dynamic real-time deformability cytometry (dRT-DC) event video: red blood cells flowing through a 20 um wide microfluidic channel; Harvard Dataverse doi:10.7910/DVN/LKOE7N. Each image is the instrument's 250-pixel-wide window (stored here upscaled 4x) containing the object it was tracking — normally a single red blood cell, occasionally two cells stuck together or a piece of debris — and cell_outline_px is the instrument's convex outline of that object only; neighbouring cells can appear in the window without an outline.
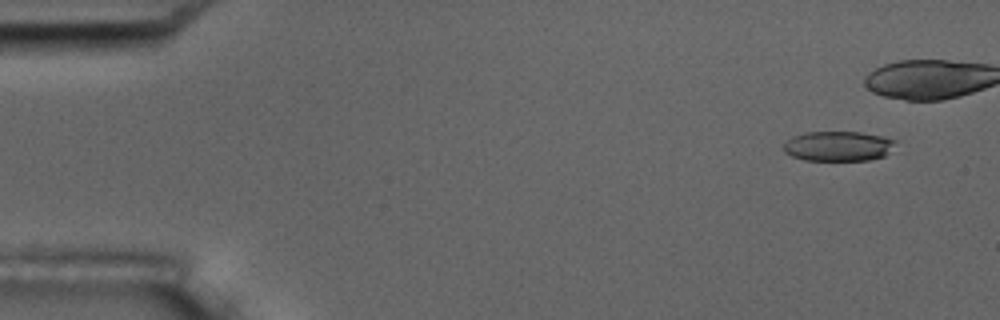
{"species": "common noctule bat (a hibernating species)", "species_latin": "Nyctalus noctula", "temperature_condition": "room temperature", "stored_images_in_passage": 7, "camera_frame_rate_fps": 3000, "um_per_image_px": 0.085, "animal": {"sex": "male", "body_mass_g": 17.5, "forearm_length_mm": 52.3}, "frame": {"image": 1, "passage_image": 1, "time_ms": 0.0, "image_size_px": [1000, 320], "cell_outline_px": [[896, 140], [884, 156], [868, 160], [804, 160], [792, 156], [784, 152], [784, 144], [788, 140], [796, 136], [808, 132], [860, 132], [880, 136]], "centroid_in_image_um": [71.22, 12.43], "position_along_channel_um": 13.8, "area_um2": 19.07}}